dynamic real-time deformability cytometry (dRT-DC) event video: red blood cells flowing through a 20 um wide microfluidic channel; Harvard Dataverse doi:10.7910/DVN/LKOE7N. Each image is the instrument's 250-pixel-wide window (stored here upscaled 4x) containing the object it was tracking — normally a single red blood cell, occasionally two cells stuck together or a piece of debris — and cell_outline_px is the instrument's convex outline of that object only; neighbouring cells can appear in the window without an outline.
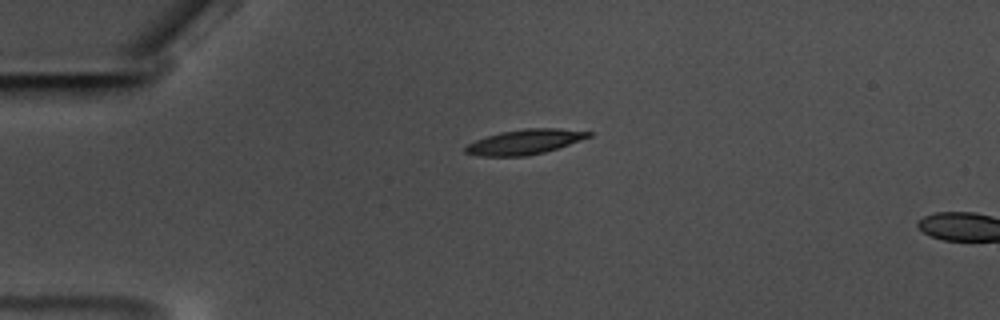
{"species": "common noctule bat (a hibernating species)", "species_latin": "Nyctalus noctula", "temperature_condition": "warm", "stored_images_in_passage": 4, "camera_frame_rate_fps": 3000, "um_per_image_px": 0.085, "animal": {"sex": "male", "body_mass_g": 17.5, "forearm_length_mm": 52.3}, "frame": {"image": 1, "passage_image": 1, "time_ms": 0.0, "image_size_px": [1000, 320], "cell_outline_px": [[592, 136], [544, 152], [528, 156], [480, 156], [464, 152], [464, 148], [468, 144], [476, 140], [500, 132], [524, 128], [560, 128], [592, 132]], "centroid_in_image_um": [44.6, 12.05], "position_along_channel_um": 40.4, "area_um2": 17.74}}